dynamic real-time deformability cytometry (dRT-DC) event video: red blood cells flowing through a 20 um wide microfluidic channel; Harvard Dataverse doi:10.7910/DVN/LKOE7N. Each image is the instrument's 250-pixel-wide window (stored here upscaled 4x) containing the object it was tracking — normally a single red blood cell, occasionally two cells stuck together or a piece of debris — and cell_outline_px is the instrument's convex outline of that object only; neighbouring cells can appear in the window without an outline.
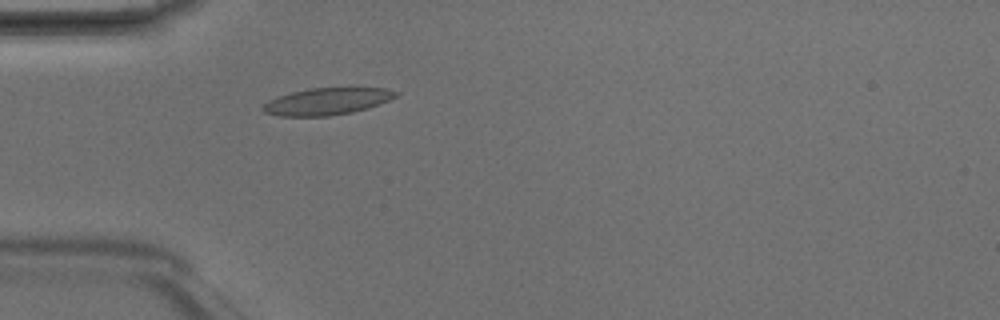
{"species": "Egyptian fruit bat (a non-hibernating species)", "species_latin": "Rousettus aegyptiacus", "temperature_condition": "room temperature", "stored_images_in_passage": 1, "camera_frame_rate_fps": 3000, "um_per_image_px": 0.085, "animal": {"sex": "male"}, "frame": {"image": 1, "passage_image": 1, "time_ms": 0.0, "image_size_px": [1000, 320], "cell_outline_px": [[400, 92], [396, 96], [388, 100], [368, 108], [352, 112], [328, 116], [280, 116], [264, 112], [260, 108], [268, 100], [276, 96], [308, 88], [384, 88]], "centroid_in_image_um": [27.75, 8.62], "position_along_channel_um": 57.2, "area_um2": 20.81}}